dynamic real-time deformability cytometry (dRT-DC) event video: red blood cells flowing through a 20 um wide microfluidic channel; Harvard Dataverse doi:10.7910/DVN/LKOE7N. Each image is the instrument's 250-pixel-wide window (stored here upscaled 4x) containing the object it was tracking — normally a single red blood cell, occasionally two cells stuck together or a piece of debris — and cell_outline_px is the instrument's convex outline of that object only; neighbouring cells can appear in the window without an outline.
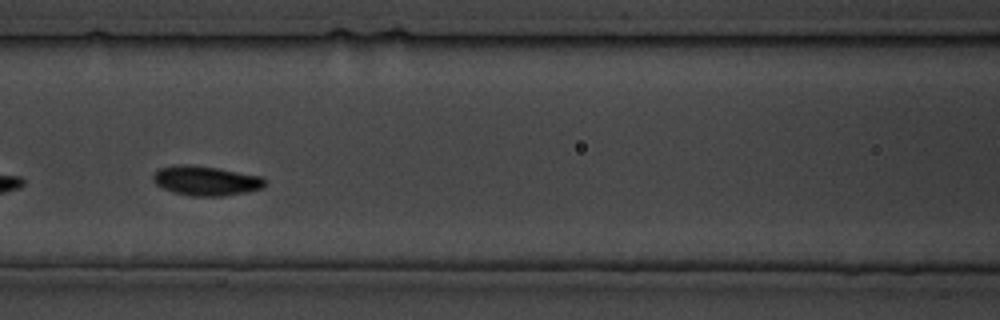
{"species": "common noctule bat (a hibernating species)", "species_latin": "Nyctalus noctula", "temperature_condition": "cold", "stored_images_in_passage": 22, "camera_frame_rate_fps": 3000, "um_per_image_px": 0.085, "animal": {"sex": "male", "body_mass_g": 19.5, "forearm_length_mm": 54.6}, "frame": {"image": 1, "passage_image": 8, "time_ms": 8.0, "image_size_px": [1000, 320], "cell_outline_px": [[268, 180], [264, 188], [244, 192], [220, 196], [192, 196], [172, 192], [156, 184], [152, 180], [152, 176], [160, 168], [176, 164], [192, 164], [264, 176]], "centroid_in_image_um": [17.53, 15.35], "position_along_channel_um": 149.1, "area_um2": 19.42}}
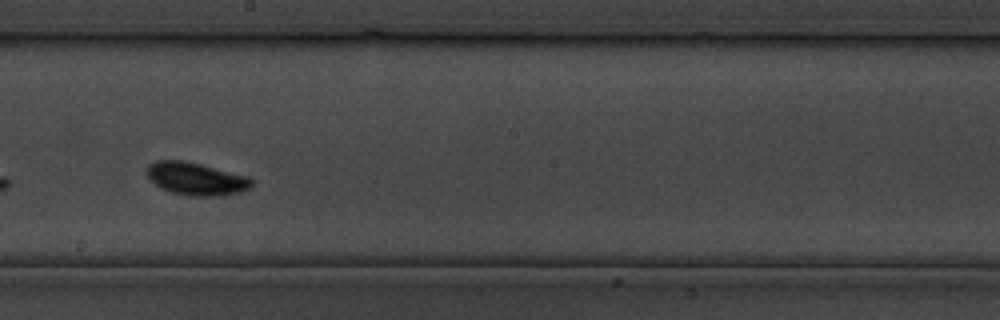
{"frame": {"image": 2, "passage_image": 12, "time_ms": 13.333, "image_size_px": [1000, 320], "cell_outline_px": [[252, 184], [248, 188], [240, 192], [216, 196], [192, 196], [172, 192], [160, 188], [144, 172], [144, 168], [148, 164], [156, 160], [184, 160], [248, 176], [252, 180]], "centroid_in_image_um": [16.61, 15.18], "position_along_channel_um": 231.6, "area_um2": 19.94}}
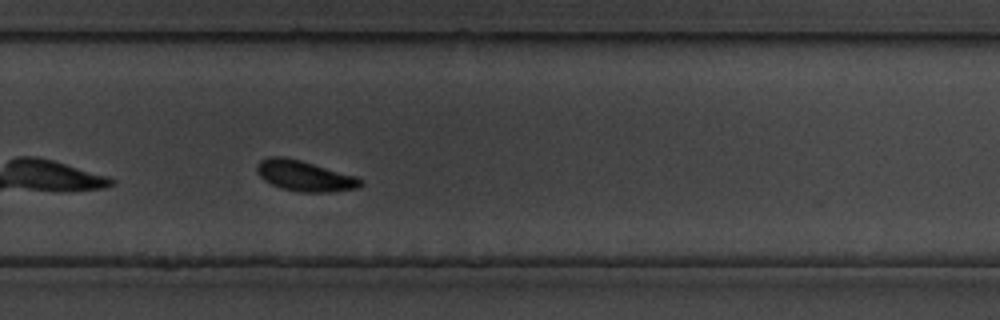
{"frame": {"image": 3, "passage_image": 16, "time_ms": 18.0, "image_size_px": [1000, 320], "cell_outline_px": [[364, 184], [356, 188], [328, 192], [300, 192], [284, 188], [272, 184], [264, 180], [256, 172], [256, 164], [260, 160], [268, 156], [284, 156], [300, 160], [356, 176], [364, 180]], "centroid_in_image_um": [25.88, 14.93], "position_along_channel_um": 303.9, "area_um2": 18.44}}